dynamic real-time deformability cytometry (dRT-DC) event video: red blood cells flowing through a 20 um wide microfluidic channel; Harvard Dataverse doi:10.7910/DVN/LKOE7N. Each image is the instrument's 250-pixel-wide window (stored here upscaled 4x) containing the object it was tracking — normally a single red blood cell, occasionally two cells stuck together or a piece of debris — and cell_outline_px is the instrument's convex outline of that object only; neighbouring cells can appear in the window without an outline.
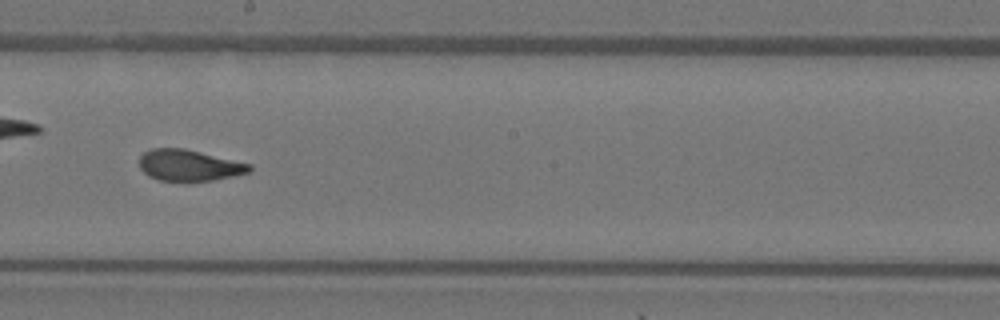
{"species": "Egyptian fruit bat (a non-hibernating species)", "species_latin": "Rousettus aegyptiacus", "temperature_condition": "warm", "stored_images_in_passage": 37, "camera_frame_rate_fps": 3000, "um_per_image_px": 0.085, "animal": {"sex": "female"}, "frame": {"image": 1, "passage_image": 16, "time_ms": 5.0, "image_size_px": [1000, 320], "cell_outline_px": [[252, 168], [248, 172], [236, 176], [212, 180], [160, 180], [148, 176], [140, 168], [140, 156], [144, 152], [152, 148], [184, 148], [252, 164]], "centroid_in_image_um": [16.08, 14.04], "position_along_channel_um": 232.1, "area_um2": 19.88}}
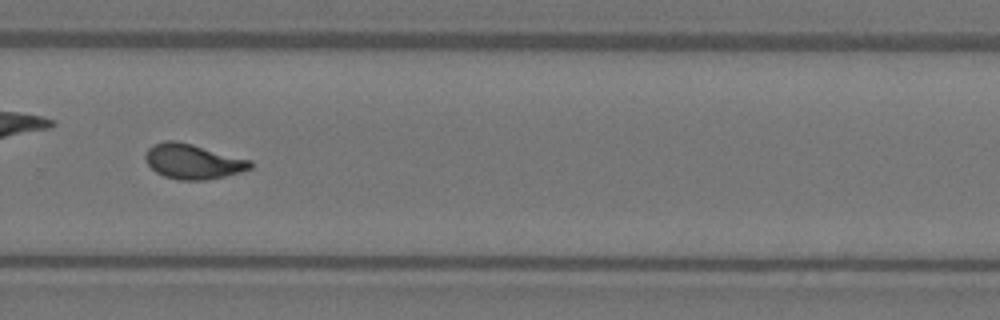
{"frame": {"image": 2, "passage_image": 22, "time_ms": 7.0, "image_size_px": [1000, 320], "cell_outline_px": [[252, 168], [240, 172], [208, 180], [180, 180], [164, 176], [156, 172], [148, 164], [144, 156], [148, 148], [152, 144], [164, 140], [176, 140], [192, 144], [252, 160]], "centroid_in_image_um": [16.39, 13.72], "position_along_channel_um": 313.4, "area_um2": 21.44}, "authors_computed_cell_mechanics": {"area_um2": 20.6924, "velocity_mm_per_s": 4.0827, "shape_relaxation_time_tau1_ms": 8.2907, "shape_relaxation_time_tau2_ms": 1.2185, "deformation_change_tau1": 0.2444, "deformation_change_tau2": 0.0733}}